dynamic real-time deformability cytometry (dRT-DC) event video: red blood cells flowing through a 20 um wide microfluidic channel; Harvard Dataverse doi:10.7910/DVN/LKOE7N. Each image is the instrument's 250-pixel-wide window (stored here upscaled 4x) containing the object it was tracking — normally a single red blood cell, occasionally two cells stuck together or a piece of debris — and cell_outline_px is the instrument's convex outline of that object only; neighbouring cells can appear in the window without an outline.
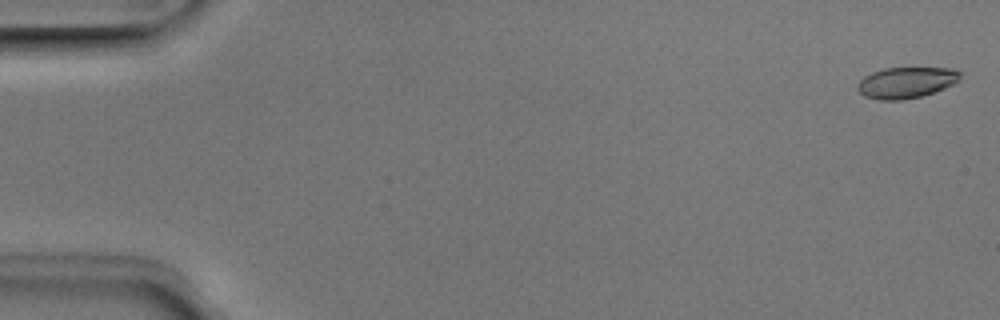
{"species": "Egyptian fruit bat (a non-hibernating species)", "species_latin": "Rousettus aegyptiacus", "temperature_condition": "room temperature", "stored_images_in_passage": 52, "camera_frame_rate_fps": 3000, "um_per_image_px": 0.085, "animal": {"sex": "male"}, "frame": {"image": 1, "passage_image": 2, "time_ms": 0.333, "image_size_px": [1000, 320], "cell_outline_px": [[960, 80], [944, 88], [920, 96], [900, 100], [880, 100], [864, 96], [856, 88], [860, 80], [864, 76], [872, 72], [884, 68], [952, 68], [960, 72]], "centroid_in_image_um": [77.0, 7.01], "position_along_channel_um": 8.0, "area_um2": 18.44}}
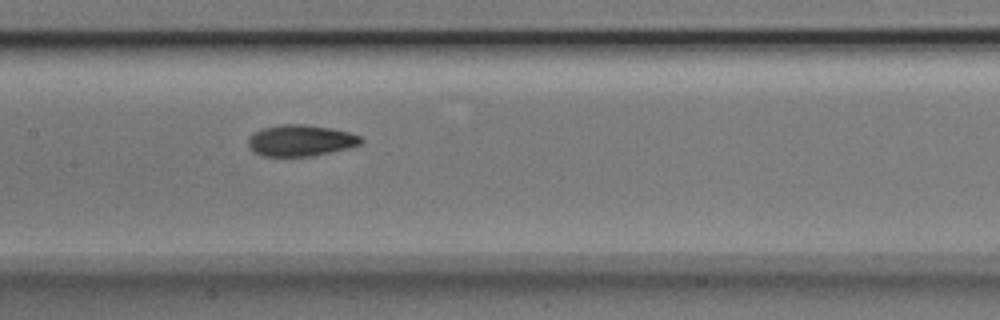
{"frame": {"image": 2, "passage_image": 26, "time_ms": 8.333, "image_size_px": [1000, 320], "cell_outline_px": [[364, 140], [360, 144], [312, 156], [264, 156], [252, 152], [248, 148], [248, 140], [252, 132], [260, 128], [280, 124], [304, 124], [332, 128], [348, 132], [360, 136]], "centroid_in_image_um": [25.47, 11.93], "position_along_channel_um": 181.9, "area_um2": 20.63}}
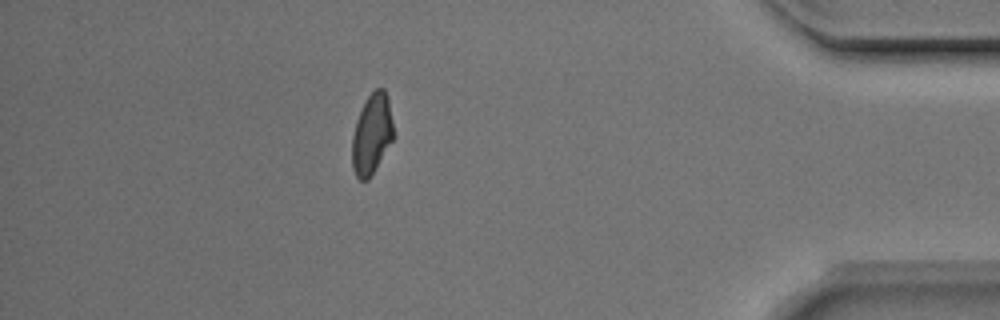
{"frame": {"image": 3, "passage_image": 46, "time_ms": 15.0, "image_size_px": [1000, 320], "cell_outline_px": [[392, 140], [368, 180], [360, 180], [356, 176], [352, 168], [352, 136], [356, 120], [364, 100], [376, 88], [384, 88], [388, 100], [392, 120]], "centroid_in_image_um": [31.57, 11.38], "position_along_channel_um": 403.6, "area_um2": 19.07}, "authors_computed_cell_mechanics": {"area_um2": 19.5653, "velocity_mm_per_s": 3.9771, "shape_relaxation_time_tau1_ms": 3.4126, "shape_relaxation_time_tau2_ms": 2.7861, "deformation_change_tau1": 0.1378, "deformation_change_tau2": 0.0849}}